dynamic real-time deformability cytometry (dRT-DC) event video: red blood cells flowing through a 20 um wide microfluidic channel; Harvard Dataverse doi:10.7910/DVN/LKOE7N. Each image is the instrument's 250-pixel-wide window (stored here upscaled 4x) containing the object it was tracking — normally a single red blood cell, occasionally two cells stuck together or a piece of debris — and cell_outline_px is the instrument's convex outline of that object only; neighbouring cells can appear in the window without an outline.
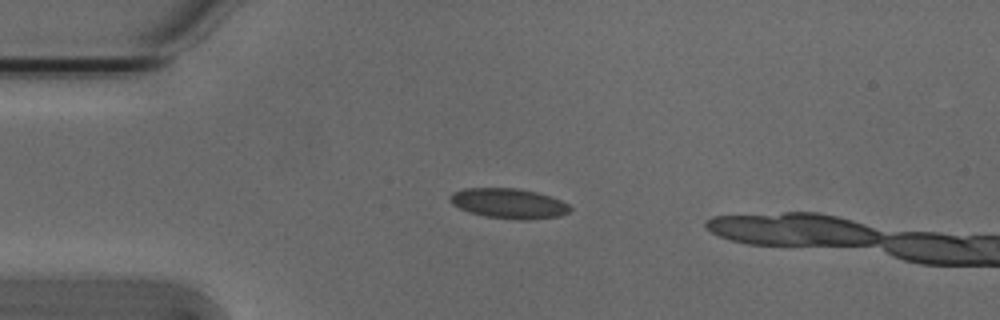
{"species": "Egyptian fruit bat (a non-hibernating species)", "species_latin": "Rousettus aegyptiacus", "temperature_condition": "cold", "stored_images_in_passage": 5, "camera_frame_rate_fps": 3000, "um_per_image_px": 0.085, "animal": {"sex": "male"}, "frame": {"image": 1, "passage_image": 1, "time_ms": 0.0, "image_size_px": [1000, 320], "cell_outline_px": [[572, 208], [568, 212], [560, 216], [528, 220], [516, 220], [484, 216], [468, 212], [452, 204], [448, 200], [448, 196], [452, 192], [464, 188], [520, 188], [536, 192], [560, 200], [568, 204]], "centroid_in_image_um": [43.2, 17.29], "position_along_channel_um": 41.8, "area_um2": 21.21}}